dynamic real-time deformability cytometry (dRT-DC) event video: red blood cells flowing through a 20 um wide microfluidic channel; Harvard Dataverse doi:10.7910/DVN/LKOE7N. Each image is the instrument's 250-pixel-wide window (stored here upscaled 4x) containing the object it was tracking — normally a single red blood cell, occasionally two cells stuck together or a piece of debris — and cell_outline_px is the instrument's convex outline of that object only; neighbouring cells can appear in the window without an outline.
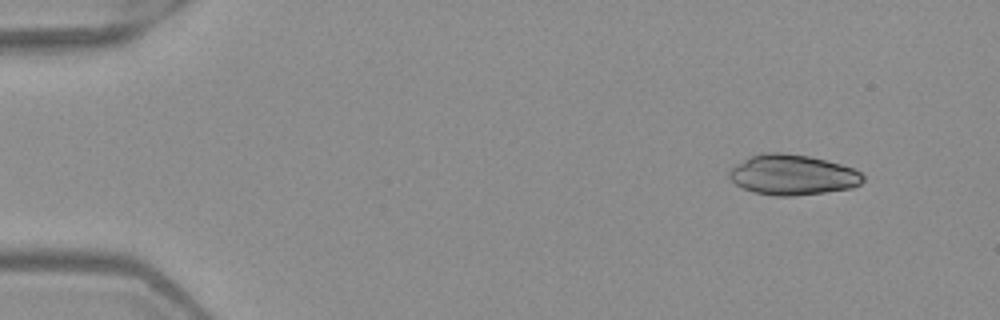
{"species": "Egyptian fruit bat (a non-hibernating species)", "species_latin": "Rousettus aegyptiacus", "temperature_condition": "warm", "stored_images_in_passage": 5, "camera_frame_rate_fps": 3000, "um_per_image_px": 0.085, "frame": {"image": 1, "passage_image": 2, "time_ms": 0.333, "image_size_px": [1000, 320], "cell_outline_px": [[864, 180], [860, 184], [852, 188], [824, 192], [792, 196], [776, 196], [752, 192], [736, 184], [728, 176], [728, 172], [736, 164], [748, 156], [760, 152], [780, 152], [808, 156], [856, 168], [864, 176]], "centroid_in_image_um": [67.36, 14.85], "position_along_channel_um": 17.6, "area_um2": 31.56}}
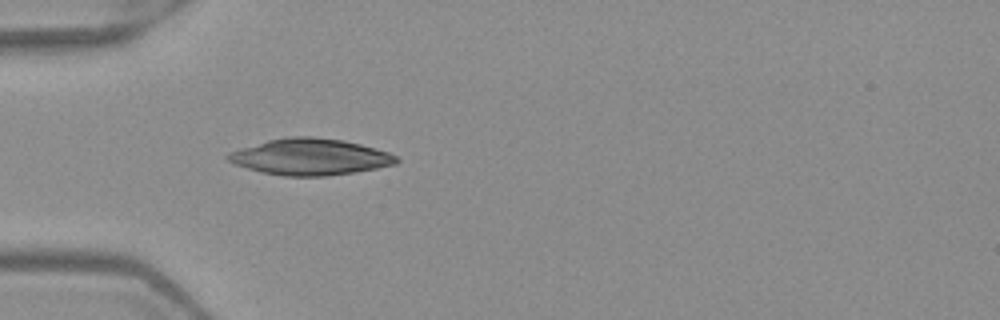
{"frame": {"image": 2, "passage_image": 5, "time_ms": 1.333, "image_size_px": [1000, 320], "cell_outline_px": [[400, 160], [396, 164], [376, 168], [352, 172], [324, 176], [284, 176], [260, 172], [236, 164], [228, 160], [224, 156], [228, 152], [240, 148], [268, 140], [288, 136], [312, 136], [344, 140], [376, 148], [388, 152], [396, 156]], "centroid_in_image_um": [26.35, 13.32], "position_along_channel_um": 58.7, "area_um2": 35.66}}